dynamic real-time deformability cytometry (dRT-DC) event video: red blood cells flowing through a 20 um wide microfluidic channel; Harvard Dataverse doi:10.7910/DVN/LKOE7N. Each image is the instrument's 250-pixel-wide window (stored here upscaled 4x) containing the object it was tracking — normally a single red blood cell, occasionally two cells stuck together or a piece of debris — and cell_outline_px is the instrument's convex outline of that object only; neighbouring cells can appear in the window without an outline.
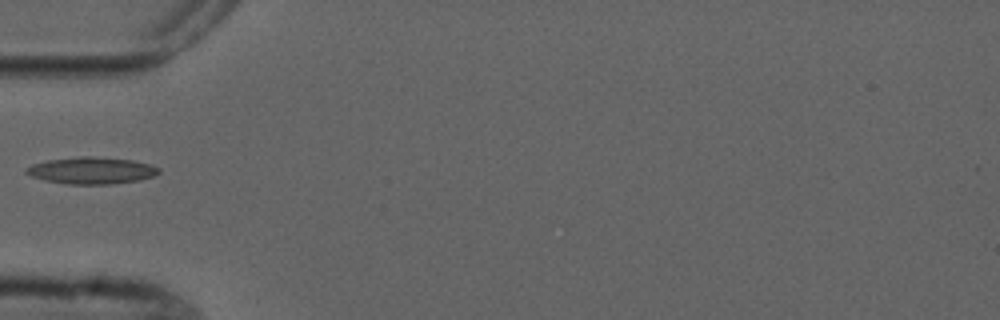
{"species": "common noctule bat (a hibernating species)", "species_latin": "Nyctalus noctula", "temperature_condition": "cold", "stored_images_in_passage": 1, "camera_frame_rate_fps": 3000, "um_per_image_px": 0.085, "animal": {"sex": "male", "forearm_length_mm": 52.5}, "frame": {"image": 1, "passage_image": 1, "time_ms": 0.0, "image_size_px": [1000, 320], "cell_outline_px": [[160, 172], [152, 176], [140, 180], [112, 184], [68, 184], [44, 180], [32, 176], [24, 172], [24, 168], [32, 164], [48, 160], [80, 156], [92, 156], [132, 160], [148, 164], [160, 168]], "centroid_in_image_um": [7.75, 14.49], "position_along_channel_um": 77.2, "area_um2": 20.69}}